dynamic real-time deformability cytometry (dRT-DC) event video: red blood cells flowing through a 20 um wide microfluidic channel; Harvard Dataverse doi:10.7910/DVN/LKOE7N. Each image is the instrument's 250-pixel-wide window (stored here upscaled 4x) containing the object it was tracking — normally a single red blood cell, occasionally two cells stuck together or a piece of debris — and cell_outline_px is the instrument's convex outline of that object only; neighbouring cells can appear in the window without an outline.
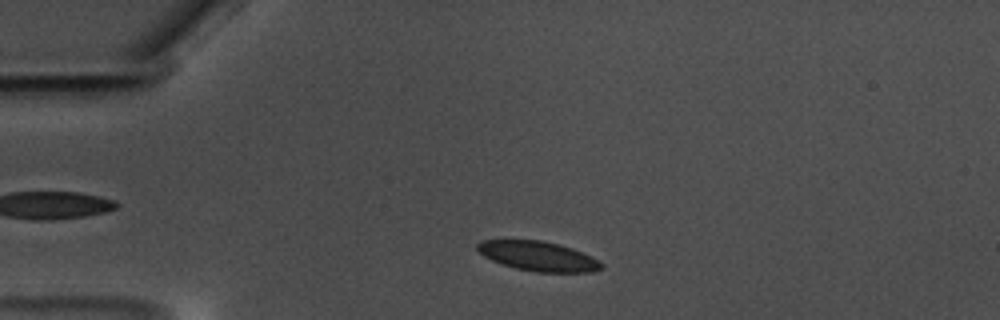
{"species": "common noctule bat (a hibernating species)", "species_latin": "Nyctalus noctula", "temperature_condition": "warm", "stored_images_in_passage": 48, "camera_frame_rate_fps": 3000, "um_per_image_px": 0.085, "animal": {"sex": "male", "body_mass_g": 17.5, "forearm_length_mm": 52.3}, "frame": {"image": 1, "passage_image": 3, "time_ms": 0.667, "image_size_px": [1000, 320], "cell_outline_px": [[604, 268], [592, 272], [536, 272], [516, 268], [492, 260], [484, 256], [476, 248], [476, 244], [480, 240], [540, 240], [560, 244], [572, 248], [592, 256], [604, 264]], "centroid_in_image_um": [45.78, 21.77], "position_along_channel_um": 39.2, "area_um2": 21.44}}
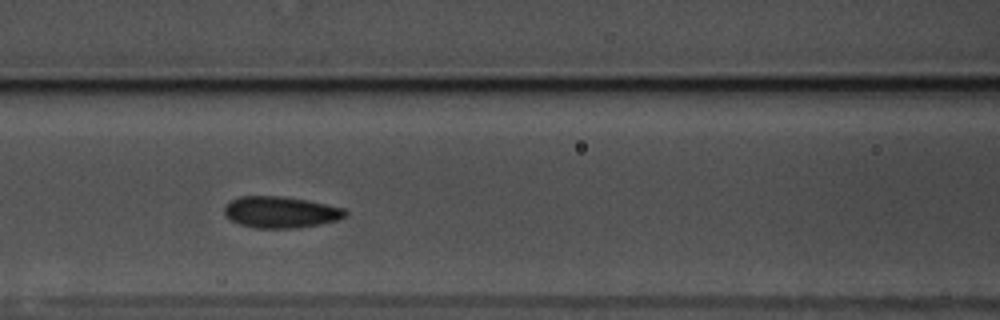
{"frame": {"image": 2, "passage_image": 15, "time_ms": 4.667, "image_size_px": [1000, 320], "cell_outline_px": [[348, 212], [344, 216], [336, 220], [320, 224], [296, 228], [256, 228], [240, 224], [224, 216], [224, 208], [232, 200], [240, 196], [280, 196], [308, 200], [344, 208]], "centroid_in_image_um": [23.85, 18.03], "position_along_channel_um": 142.8, "area_um2": 22.02}}
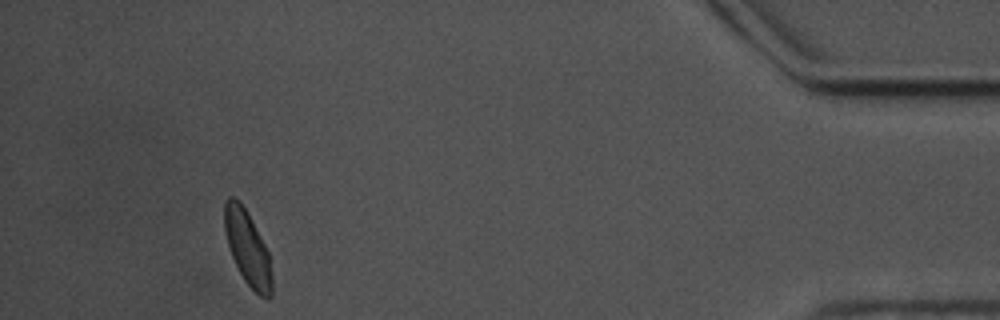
{"frame": {"image": 3, "passage_image": 44, "time_ms": 14.333, "image_size_px": [1000, 320], "cell_outline_px": [[272, 296], [268, 300], [260, 296], [244, 280], [232, 256], [228, 244], [224, 228], [224, 204], [228, 196], [232, 196], [244, 208], [264, 244], [268, 252], [272, 280]], "centroid_in_image_um": [21.04, 21.13], "position_along_channel_um": 414.2, "area_um2": 19.94}, "authors_computed_cell_mechanics": {"area_um2": 21.3571, "velocity_mm_per_s": 3.4502, "shape_relaxation_time_tau1_ms": 2.7775, "shape_relaxation_time_tau2_ms": 1.1813, "deformation_change_tau1": 0.0733, "deformation_change_tau2": 0.0787}}